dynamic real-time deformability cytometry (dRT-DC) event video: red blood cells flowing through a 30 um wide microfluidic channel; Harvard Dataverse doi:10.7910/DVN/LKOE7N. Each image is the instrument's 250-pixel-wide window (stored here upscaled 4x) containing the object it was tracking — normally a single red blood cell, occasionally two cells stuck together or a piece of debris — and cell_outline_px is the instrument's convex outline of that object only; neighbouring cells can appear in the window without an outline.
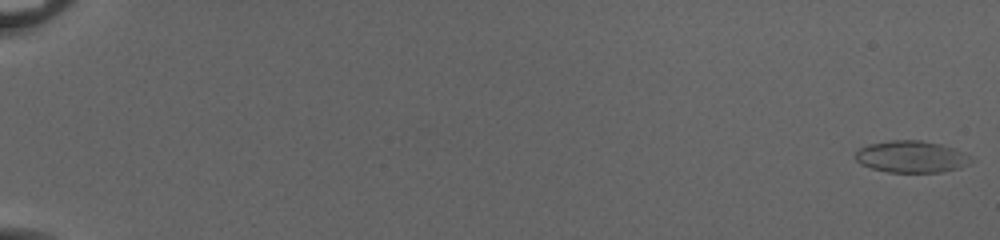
{"species": "common noctule bat (a hibernating species)", "species_latin": "Nyctalus noctula", "temperature_condition": "cold", "stored_images_in_passage": 53, "camera_frame_rate_fps": 3000, "um_per_image_px": 0.085, "animal": {"sex": "female", "body_mass_g": 20.0, "forearm_length_mm": 54.0}, "frame": {"image": 1, "passage_image": 1, "time_ms": 0.0, "image_size_px": [1000, 240], "cell_outline_px": [[972, 160], [968, 164], [960, 168], [940, 172], [888, 172], [872, 168], [860, 164], [856, 160], [856, 152], [860, 148], [868, 144], [892, 140], [920, 140], [940, 144], [964, 152]], "centroid_in_image_um": [77.45, 13.32], "position_along_channel_um": 7.5, "area_um2": 21.27}}
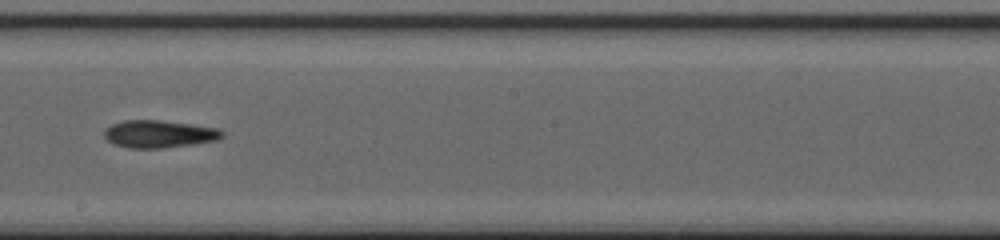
{"frame": {"image": 2, "passage_image": 34, "time_ms": 11.0, "image_size_px": [1000, 240], "cell_outline_px": [[224, 136], [216, 140], [192, 144], [164, 148], [128, 148], [112, 144], [104, 136], [104, 128], [112, 124], [124, 120], [160, 120], [192, 124], [216, 128], [224, 132]], "centroid_in_image_um": [13.48, 11.39], "position_along_channel_um": 234.7, "area_um2": 18.96}}
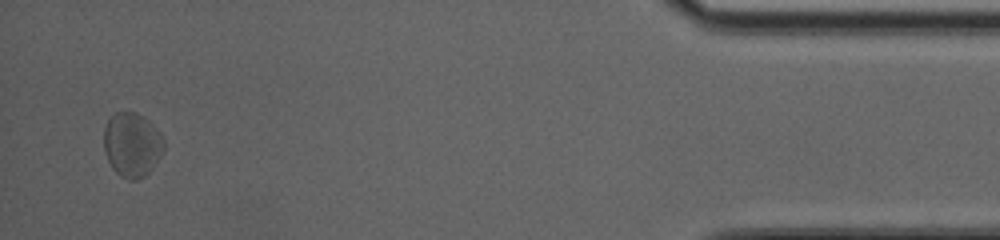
{"frame": {"image": 3, "passage_image": 53, "time_ms": 17.333, "image_size_px": [1000, 240], "cell_outline_px": [[164, 152], [156, 164], [144, 176], [136, 180], [128, 180], [120, 176], [112, 168], [104, 152], [104, 128], [108, 120], [116, 112], [136, 112], [144, 116], [160, 132], [164, 140]], "centroid_in_image_um": [11.24, 12.3], "position_along_channel_um": 424.0, "area_um2": 22.72}, "authors_computed_cell_mechanics": {"area_um2": 19.652, "velocity_mm_per_s": 4.0109, "shape_relaxation_time_tau1_ms": 1.7195, "shape_relaxation_time_tau2_ms": 5.7972, "deformation_change_tau1": 0.0767, "deformation_change_tau2": 0.1627}}